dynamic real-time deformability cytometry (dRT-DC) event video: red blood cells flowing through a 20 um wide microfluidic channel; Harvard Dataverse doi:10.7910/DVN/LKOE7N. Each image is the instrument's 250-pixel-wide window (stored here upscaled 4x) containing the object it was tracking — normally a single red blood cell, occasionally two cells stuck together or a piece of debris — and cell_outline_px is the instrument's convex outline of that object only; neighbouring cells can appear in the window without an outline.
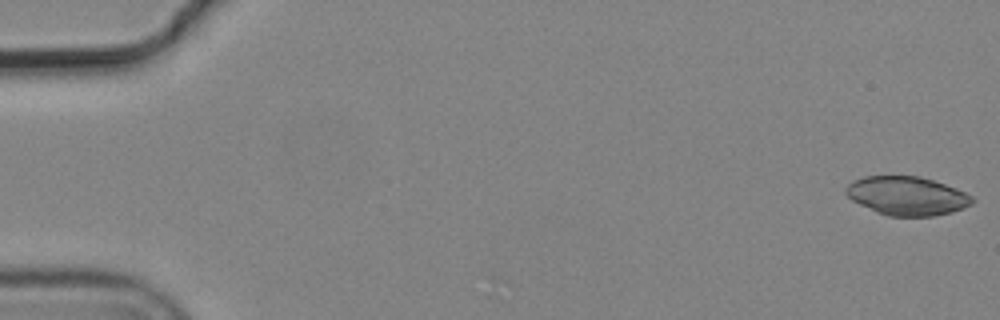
{"species": "common noctule bat (a hibernating species)", "species_latin": "Nyctalus noctula", "temperature_condition": "cold", "stored_images_in_passage": 6, "camera_frame_rate_fps": 3000, "um_per_image_px": 0.085, "animal": {"sex": "male", "body_mass_g": 19.2, "forearm_length_mm": 51.8}, "frame": {"image": 1, "passage_image": 1, "time_ms": 0.0, "image_size_px": [1000, 320], "cell_outline_px": [[976, 200], [972, 204], [964, 208], [952, 212], [932, 216], [888, 216], [876, 212], [852, 200], [844, 192], [844, 188], [852, 180], [864, 176], [920, 176], [956, 188], [972, 196]], "centroid_in_image_um": [77.08, 16.65], "position_along_channel_um": 7.9, "area_um2": 28.61}}
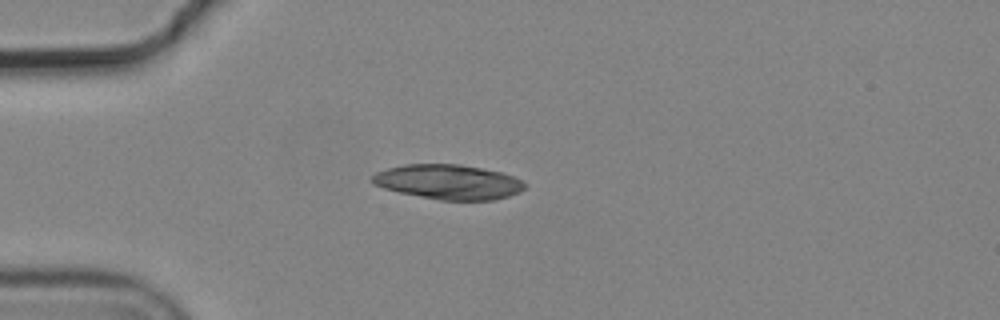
{"frame": {"image": 2, "passage_image": 5, "time_ms": 1.333, "image_size_px": [1000, 320], "cell_outline_px": [[528, 184], [520, 192], [496, 200], [440, 200], [400, 192], [384, 188], [372, 184], [372, 176], [376, 172], [388, 168], [404, 164], [460, 164], [504, 172]], "centroid_in_image_um": [38.14, 15.46], "position_along_channel_um": 46.9, "area_um2": 30.92}}